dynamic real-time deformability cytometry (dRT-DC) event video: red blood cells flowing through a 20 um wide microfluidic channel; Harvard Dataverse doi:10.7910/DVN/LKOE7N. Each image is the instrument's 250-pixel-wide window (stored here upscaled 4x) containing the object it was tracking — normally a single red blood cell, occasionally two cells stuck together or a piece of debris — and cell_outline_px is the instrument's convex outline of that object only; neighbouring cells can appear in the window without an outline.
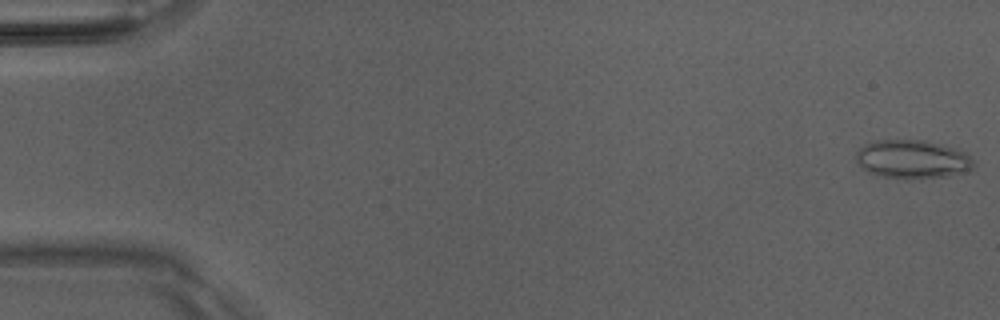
{"species": "Egyptian fruit bat (a non-hibernating species)", "species_latin": "Rousettus aegyptiacus", "temperature_condition": "room temperature", "stored_images_in_passage": 51, "camera_frame_rate_fps": 3000, "um_per_image_px": 0.085, "animal": {"sex": "male"}, "frame": {"image": 1, "passage_image": 1, "time_ms": 0.0, "image_size_px": [1000, 320], "cell_outline_px": [[976, 164], [972, 168], [948, 176], [908, 180], [880, 176], [868, 172], [856, 160], [856, 152], [864, 144], [872, 140], [928, 140], [968, 152]], "centroid_in_image_um": [77.57, 13.53], "position_along_channel_um": 7.4, "area_um2": 26.82}}
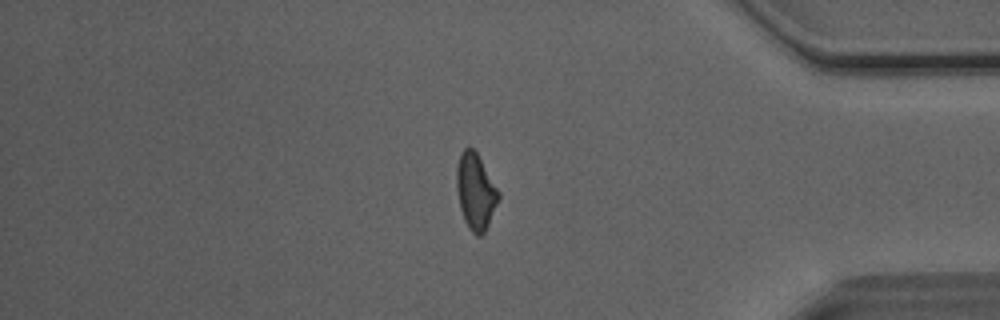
{"frame": {"image": 2, "passage_image": 43, "time_ms": 14.0, "image_size_px": [1000, 320], "cell_outline_px": [[500, 196], [488, 224], [484, 232], [480, 236], [476, 236], [468, 228], [464, 220], [460, 208], [456, 188], [456, 168], [460, 156], [464, 148], [468, 144], [476, 152], [500, 192]], "centroid_in_image_um": [40.41, 16.27], "position_along_channel_um": 394.8, "area_um2": 18.5}}
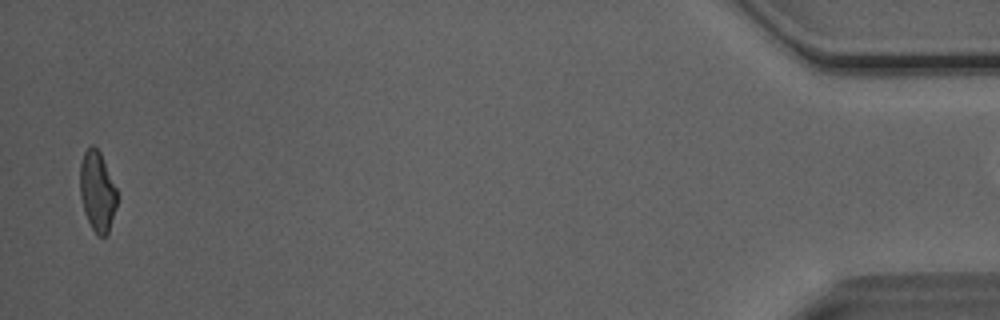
{"frame": {"image": 3, "passage_image": 50, "time_ms": 16.333, "image_size_px": [1000, 320], "cell_outline_px": [[120, 196], [108, 232], [104, 236], [96, 236], [84, 212], [80, 196], [80, 164], [84, 152], [92, 144], [100, 152]], "centroid_in_image_um": [8.29, 16.28], "position_along_channel_um": 426.9, "area_um2": 17.46}}